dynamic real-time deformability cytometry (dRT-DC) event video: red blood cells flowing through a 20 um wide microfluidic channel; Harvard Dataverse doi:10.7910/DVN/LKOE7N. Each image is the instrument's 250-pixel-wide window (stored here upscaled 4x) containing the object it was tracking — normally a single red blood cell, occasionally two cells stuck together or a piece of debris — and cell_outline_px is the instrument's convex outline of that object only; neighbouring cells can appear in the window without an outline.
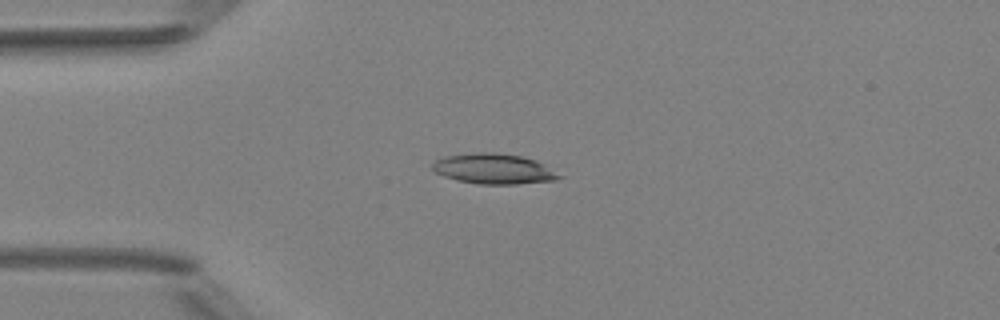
{"species": "Egyptian fruit bat (a non-hibernating species)", "species_latin": "Rousettus aegyptiacus", "temperature_condition": "room temperature", "stored_images_in_passage": 5, "camera_frame_rate_fps": 3000, "um_per_image_px": 0.085, "animal": {"sex": "female"}, "frame": {"image": 1, "passage_image": 2, "time_ms": 1.333, "image_size_px": [1000, 320], "cell_outline_px": [[564, 176], [556, 180], [516, 184], [480, 184], [456, 180], [444, 176], [436, 172], [432, 168], [432, 164], [436, 160], [444, 156], [480, 152], [492, 152], [520, 156], [536, 160], [544, 164]], "centroid_in_image_um": [41.99, 14.35], "position_along_channel_um": 43.0, "area_um2": 22.31}}
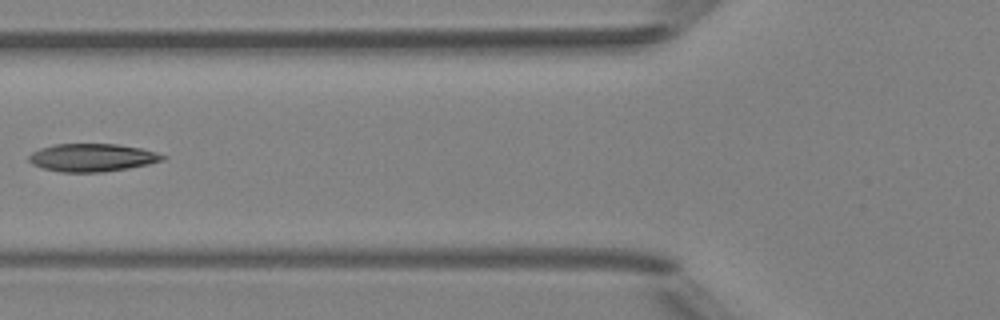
{"frame": {"image": 2, "passage_image": 4, "time_ms": 3.667, "image_size_px": [1000, 320], "cell_outline_px": [[168, 156], [164, 160], [148, 164], [128, 168], [100, 172], [60, 172], [44, 168], [32, 164], [28, 160], [28, 156], [32, 152], [40, 148], [52, 144], [116, 144], [140, 148], [156, 152]], "centroid_in_image_um": [7.83, 13.39], "position_along_channel_um": 118.0, "area_um2": 21.73}}
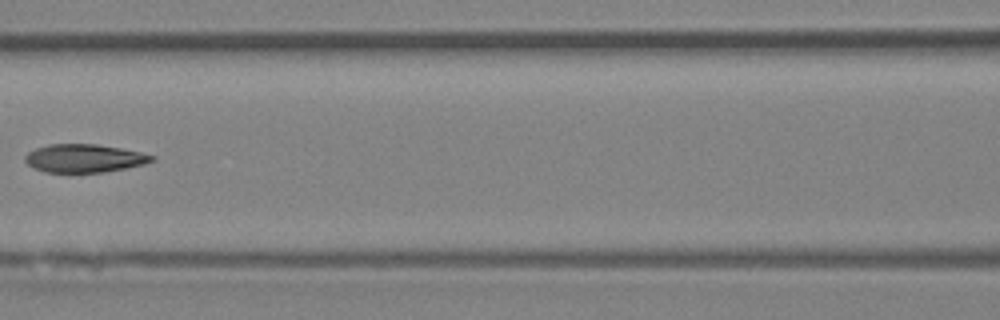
{"frame": {"image": 3, "passage_image": 5, "time_ms": 4.667, "image_size_px": [1000, 320], "cell_outline_px": [[156, 160], [144, 164], [104, 172], [44, 172], [32, 168], [24, 160], [24, 156], [28, 152], [36, 148], [48, 144], [96, 144], [120, 148], [140, 152], [156, 156]], "centroid_in_image_um": [7.14, 13.45], "position_along_channel_um": 159.5, "area_um2": 20.87}}